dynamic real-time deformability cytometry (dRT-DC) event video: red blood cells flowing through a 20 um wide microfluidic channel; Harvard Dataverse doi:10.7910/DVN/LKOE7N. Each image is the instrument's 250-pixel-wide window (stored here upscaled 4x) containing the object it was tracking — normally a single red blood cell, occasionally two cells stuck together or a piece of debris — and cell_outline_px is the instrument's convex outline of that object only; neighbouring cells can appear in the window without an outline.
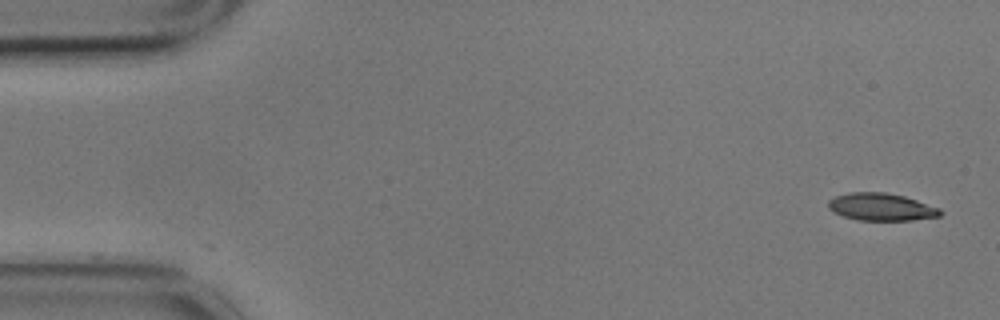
{"species": "common noctule bat (a hibernating species)", "species_latin": "Nyctalus noctula", "temperature_condition": "cold", "stored_images_in_passage": 56, "camera_frame_rate_fps": 3000, "um_per_image_px": 0.085, "animal": {"sex": "male", "body_mass_g": 17.9}, "frame": {"image": 1, "passage_image": 1, "time_ms": 0.0, "image_size_px": [1000, 320], "cell_outline_px": [[944, 212], [940, 216], [912, 220], [856, 220], [832, 212], [828, 208], [828, 200], [836, 196], [848, 192], [884, 192], [904, 196], [940, 208]], "centroid_in_image_um": [74.89, 17.59], "position_along_channel_um": 10.1, "area_um2": 17.98}}
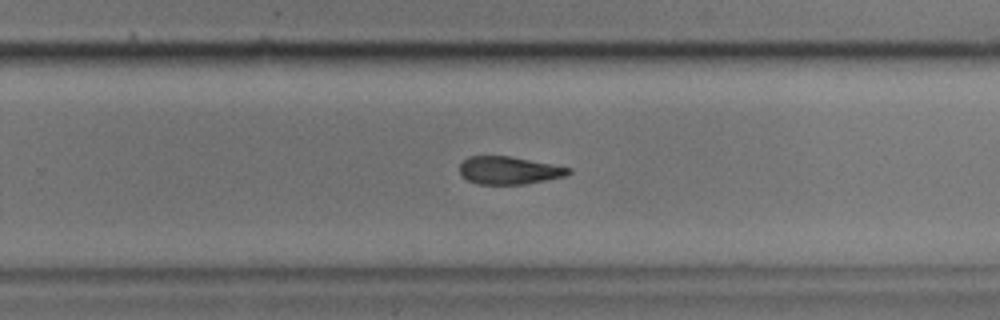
{"frame": {"image": 2, "passage_image": 35, "time_ms": 11.333, "image_size_px": [1000, 320], "cell_outline_px": [[572, 172], [568, 176], [524, 184], [476, 184], [460, 176], [460, 164], [468, 156], [512, 156], [572, 168]], "centroid_in_image_um": [43.28, 14.48], "position_along_channel_um": 286.5, "area_um2": 17.8}}
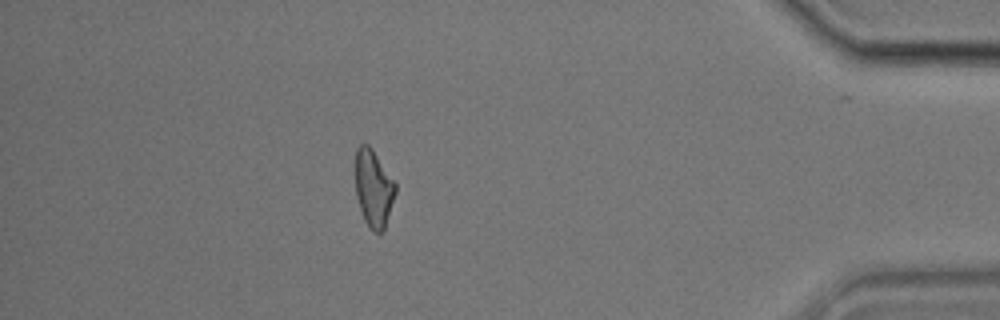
{"frame": {"image": 3, "passage_image": 49, "time_ms": 16.0, "image_size_px": [1000, 320], "cell_outline_px": [[396, 192], [384, 232], [372, 232], [368, 228], [364, 220], [356, 196], [356, 148], [360, 144], [368, 144], [372, 148], [396, 184]], "centroid_in_image_um": [31.76, 16.04], "position_along_channel_um": 403.4, "area_um2": 18.09}, "authors_computed_cell_mechanics": {"area_um2": 18.7561, "velocity_mm_per_s": 3.4929, "shape_relaxation_time_tau1_ms": 11.3568, "shape_relaxation_time_tau2_ms": 3.9804, "deformation_change_tau1": 0.2523, "deformation_change_tau2": 0.1219}}